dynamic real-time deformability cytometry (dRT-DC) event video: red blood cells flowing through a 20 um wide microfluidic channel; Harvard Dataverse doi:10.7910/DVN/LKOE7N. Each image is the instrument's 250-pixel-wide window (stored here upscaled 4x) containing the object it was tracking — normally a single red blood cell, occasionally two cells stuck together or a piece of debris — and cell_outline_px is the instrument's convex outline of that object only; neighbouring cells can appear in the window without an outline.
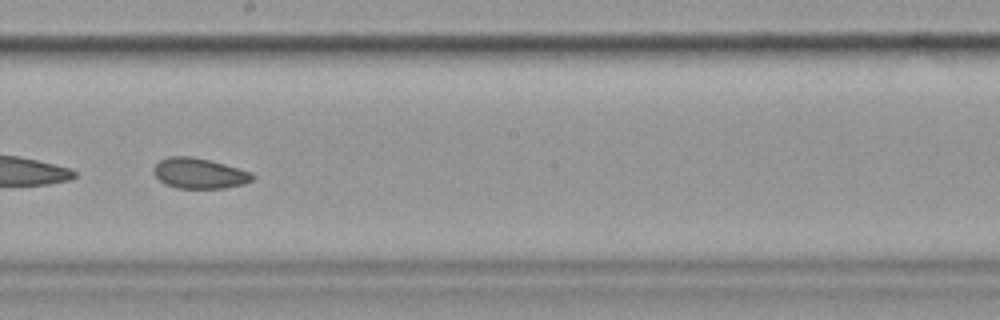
{"species": "common noctule bat (a hibernating species)", "species_latin": "Nyctalus noctula", "temperature_condition": "cold", "stored_images_in_passage": 41, "camera_frame_rate_fps": 3000, "um_per_image_px": 0.085, "animal": {"sex": "female", "body_mass_g": 19.9}, "frame": {"image": 1, "passage_image": 18, "time_ms": 5.667, "image_size_px": [1000, 320], "cell_outline_px": [[256, 176], [252, 180], [244, 184], [224, 188], [176, 188], [164, 184], [152, 172], [152, 168], [160, 160], [168, 156], [192, 156], [224, 164], [252, 172]], "centroid_in_image_um": [16.92, 14.73], "position_along_channel_um": 231.3, "area_um2": 17.63}}